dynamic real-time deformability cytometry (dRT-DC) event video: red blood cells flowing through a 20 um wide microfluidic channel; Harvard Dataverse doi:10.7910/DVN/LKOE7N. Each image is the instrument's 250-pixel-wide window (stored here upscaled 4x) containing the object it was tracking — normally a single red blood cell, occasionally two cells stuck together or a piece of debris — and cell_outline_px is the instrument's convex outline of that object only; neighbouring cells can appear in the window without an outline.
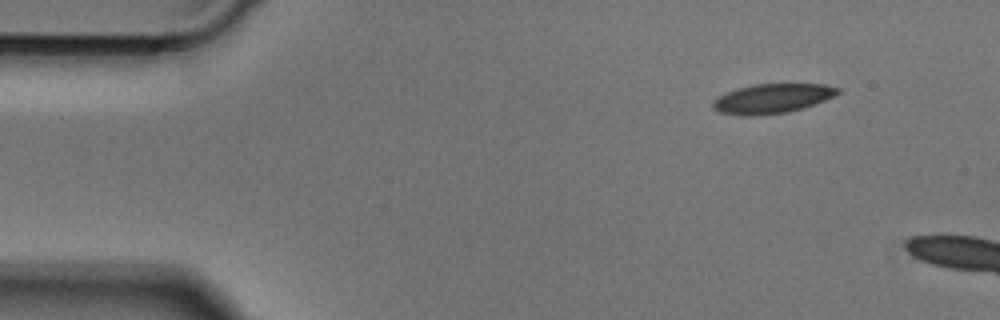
{"species": "Egyptian fruit bat (a non-hibernating species)", "species_latin": "Rousettus aegyptiacus", "temperature_condition": "cold", "stored_images_in_passage": 7, "camera_frame_rate_fps": 3000, "um_per_image_px": 0.085, "animal": {"sex": "male"}, "frame": {"image": 1, "passage_image": 1, "time_ms": 0.0, "image_size_px": [1000, 320], "cell_outline_px": [[840, 92], [824, 100], [804, 108], [788, 112], [760, 116], [744, 116], [720, 112], [712, 108], [712, 104], [720, 96], [728, 92], [740, 88], [756, 84], [824, 84], [840, 88]], "centroid_in_image_um": [65.66, 8.39], "position_along_channel_um": 19.3, "area_um2": 21.27}}